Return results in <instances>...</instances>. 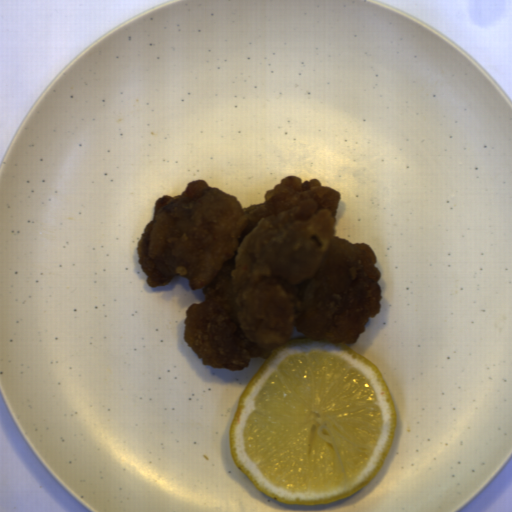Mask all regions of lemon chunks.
Returning <instances> with one entry per match:
<instances>
[{
  "label": "lemon chunks",
  "instance_id": "e0be4373",
  "mask_svg": "<svg viewBox=\"0 0 512 512\" xmlns=\"http://www.w3.org/2000/svg\"><path fill=\"white\" fill-rule=\"evenodd\" d=\"M396 403L378 366L340 342L290 338L243 388L229 445L238 470L288 506L362 490L392 448Z\"/></svg>",
  "mask_w": 512,
  "mask_h": 512
}]
</instances>
